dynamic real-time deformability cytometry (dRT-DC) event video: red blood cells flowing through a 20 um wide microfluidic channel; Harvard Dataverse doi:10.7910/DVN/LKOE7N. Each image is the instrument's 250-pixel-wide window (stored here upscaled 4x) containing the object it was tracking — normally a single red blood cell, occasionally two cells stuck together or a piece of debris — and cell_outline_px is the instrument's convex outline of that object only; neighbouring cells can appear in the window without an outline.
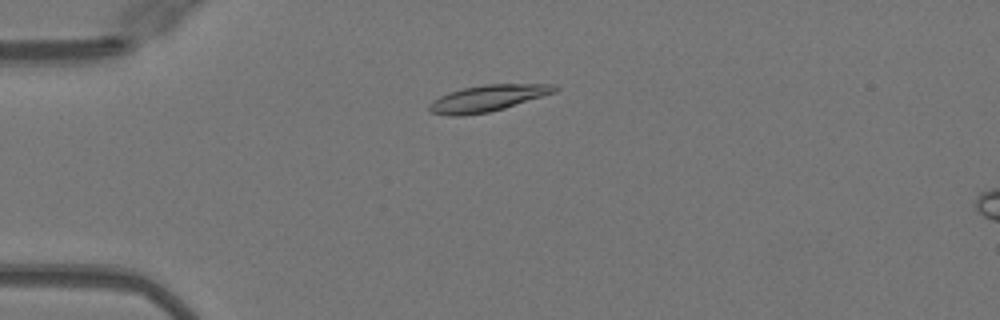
{"species": "Egyptian fruit bat (a non-hibernating species)", "species_latin": "Rousettus aegyptiacus", "temperature_condition": "warm", "stored_images_in_passage": 44, "camera_frame_rate_fps": 3000, "um_per_image_px": 0.085, "animal": {"sex": "female"}, "frame": {"image": 1, "passage_image": 6, "time_ms": 1.667, "image_size_px": [1000, 320], "cell_outline_px": [[560, 88], [556, 92], [504, 108], [488, 112], [460, 116], [448, 116], [432, 112], [428, 108], [428, 104], [440, 96], [448, 92], [464, 88], [484, 84], [556, 84]], "centroid_in_image_um": [41.46, 8.34], "position_along_channel_um": 43.5, "area_um2": 19.25}}
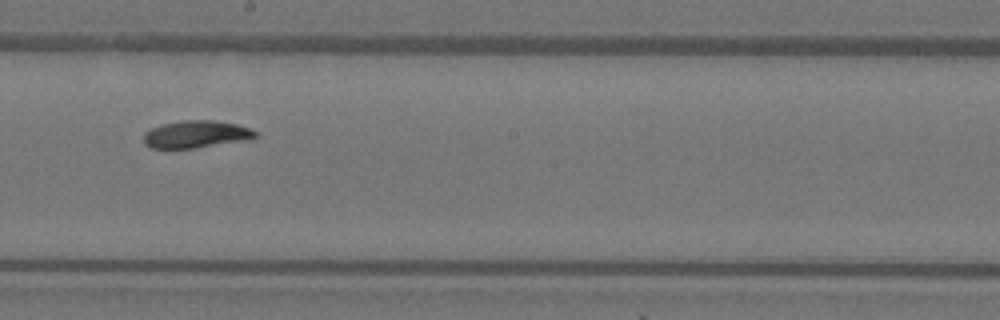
{"frame": {"image": 2, "passage_image": 22, "time_ms": 7.0, "image_size_px": [1000, 320], "cell_outline_px": [[256, 136], [248, 140], [196, 148], [152, 148], [144, 144], [144, 132], [160, 124], [180, 120], [212, 120], [236, 124], [252, 128], [256, 132]], "centroid_in_image_um": [16.66, 11.41], "position_along_channel_um": 231.5, "area_um2": 17.92}}
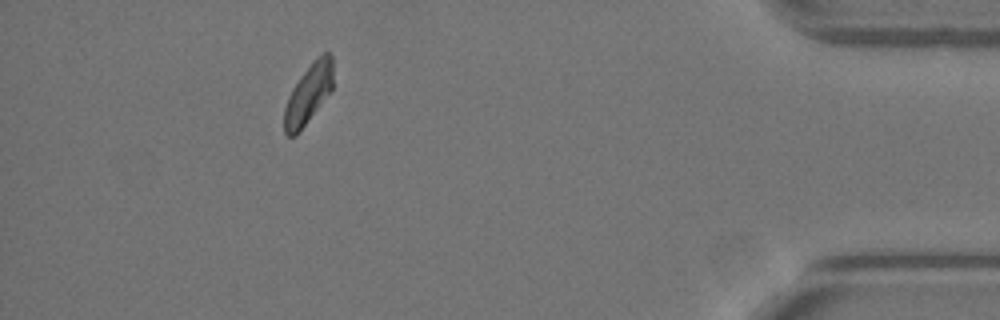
{"frame": {"image": 3, "passage_image": 39, "time_ms": 12.667, "image_size_px": [1000, 320], "cell_outline_px": [[332, 92], [300, 132], [296, 136], [288, 136], [284, 132], [284, 108], [288, 96], [292, 88], [300, 76], [312, 60], [316, 56], [324, 52], [328, 52], [332, 56]], "centroid_in_image_um": [26.22, 7.99], "position_along_channel_um": 409.0, "area_um2": 17.4}, "authors_computed_cell_mechanics": {"area_um2": 17.918, "velocity_mm_per_s": 4.0303, "shape_relaxation_time_tau1_ms": 4.8977, "shape_relaxation_time_tau2_ms": null, "deformation_change_tau1": 0.1493, "deformation_change_tau2": null}}